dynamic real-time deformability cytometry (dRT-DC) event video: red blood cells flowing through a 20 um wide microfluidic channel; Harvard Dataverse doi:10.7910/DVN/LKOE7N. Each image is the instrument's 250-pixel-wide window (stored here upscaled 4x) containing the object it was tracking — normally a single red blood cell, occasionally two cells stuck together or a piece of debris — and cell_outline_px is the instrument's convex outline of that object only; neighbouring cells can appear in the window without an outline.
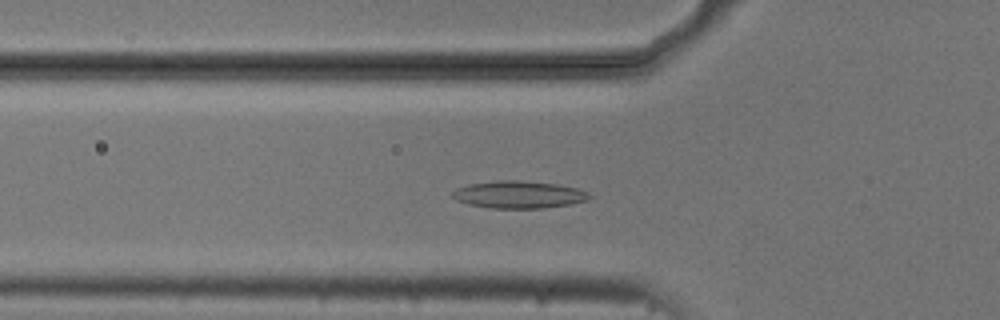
{"species": "common noctule bat (a hibernating species)", "species_latin": "Nyctalus noctula", "temperature_condition": "cold", "stored_images_in_passage": 52, "camera_frame_rate_fps": 3000, "um_per_image_px": 0.085, "animal": {"sex": "male", "body_mass_g": 20.5, "forearm_length_mm": 52.5}, "frame": {"image": 1, "passage_image": 16, "time_ms": 5.0, "image_size_px": [1000, 320], "cell_outline_px": [[592, 196], [588, 200], [568, 204], [544, 208], [492, 208], [468, 204], [456, 200], [452, 196], [452, 192], [456, 188], [468, 184], [500, 180], [516, 180], [556, 184], [576, 188], [588, 192]], "centroid_in_image_um": [44.08, 16.54], "position_along_channel_um": 81.7, "area_um2": 21.68}}
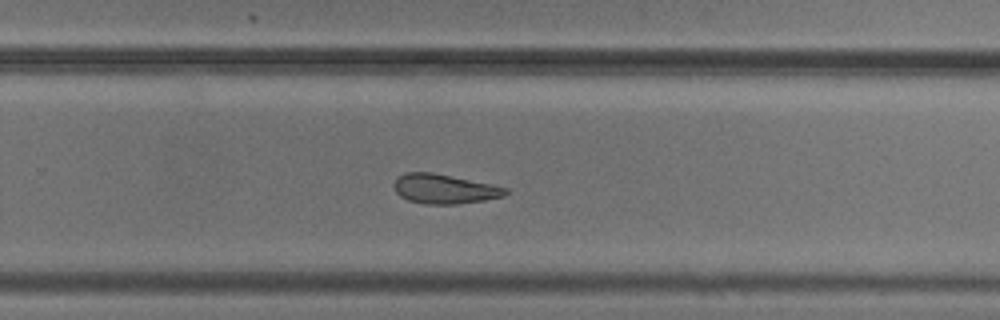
{"frame": {"image": 2, "passage_image": 33, "time_ms": 10.667, "image_size_px": [1000, 320], "cell_outline_px": [[508, 192], [504, 196], [484, 200], [456, 204], [424, 204], [408, 200], [400, 196], [396, 192], [392, 184], [396, 176], [404, 172], [432, 172], [492, 184], [508, 188]], "centroid_in_image_um": [37.73, 16.05], "position_along_channel_um": 292.1, "area_um2": 19.36}}
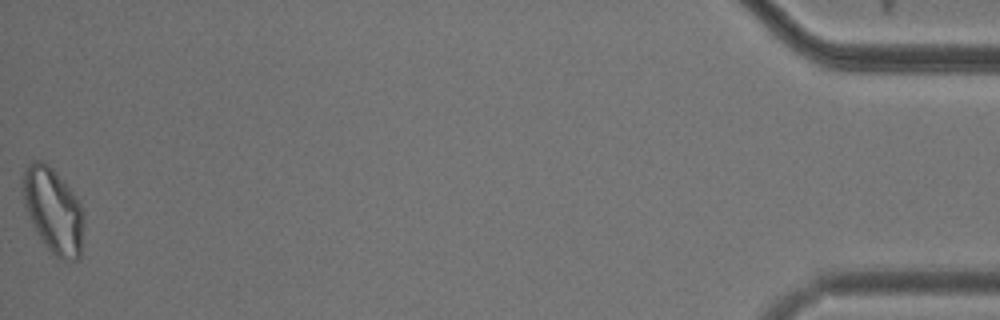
{"frame": {"image": 3, "passage_image": 52, "time_ms": 17.0, "image_size_px": [1000, 320], "cell_outline_px": [[84, 224], [80, 260], [68, 260], [56, 256], [44, 244], [32, 224], [24, 204], [24, 172], [28, 164], [32, 160], [44, 160], [64, 180], [80, 200], [84, 212]], "centroid_in_image_um": [4.58, 17.88], "position_along_channel_um": 430.6, "area_um2": 30.35}, "authors_computed_cell_mechanics": {"area_um2": 21.4438, "velocity_mm_per_s": 3.7041, "shape_relaxation_time_tau1_ms": null, "shape_relaxation_time_tau2_ms": 5.0755, "deformation_change_tau1": null, "deformation_change_tau2": 0.1318}}